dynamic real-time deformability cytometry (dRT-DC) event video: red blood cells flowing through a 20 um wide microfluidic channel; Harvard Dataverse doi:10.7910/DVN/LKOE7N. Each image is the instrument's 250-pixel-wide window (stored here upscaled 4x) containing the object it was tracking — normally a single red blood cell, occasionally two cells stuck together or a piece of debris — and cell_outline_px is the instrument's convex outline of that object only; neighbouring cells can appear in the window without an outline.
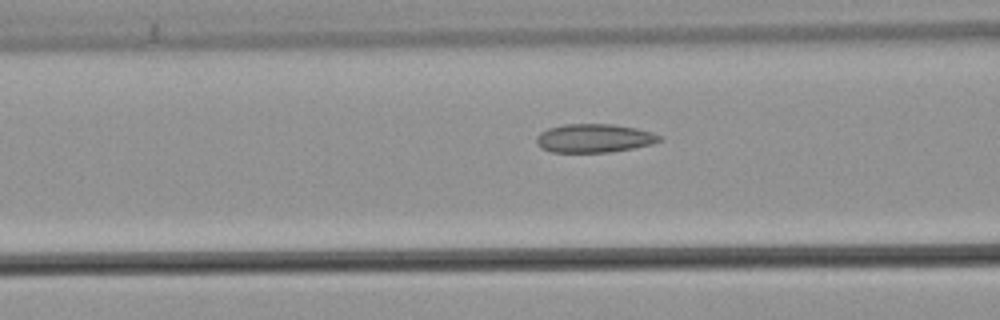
{"species": "common noctule bat (a hibernating species)", "species_latin": "Nyctalus noctula", "temperature_condition": "warm", "stored_images_in_passage": 37, "camera_frame_rate_fps": 3000, "um_per_image_px": 0.085, "animal": {"sex": "male", "body_mass_g": 21.5, "forearm_length_mm": 52.0}, "frame": {"image": 1, "passage_image": 15, "time_ms": 4.667, "image_size_px": [1000, 320], "cell_outline_px": [[664, 140], [652, 144], [632, 148], [608, 152], [552, 152], [540, 148], [536, 144], [536, 136], [540, 132], [548, 128], [564, 124], [612, 124], [636, 128], [652, 132], [664, 136]], "centroid_in_image_um": [50.51, 11.74], "position_along_channel_um": 116.1, "area_um2": 20.69}}
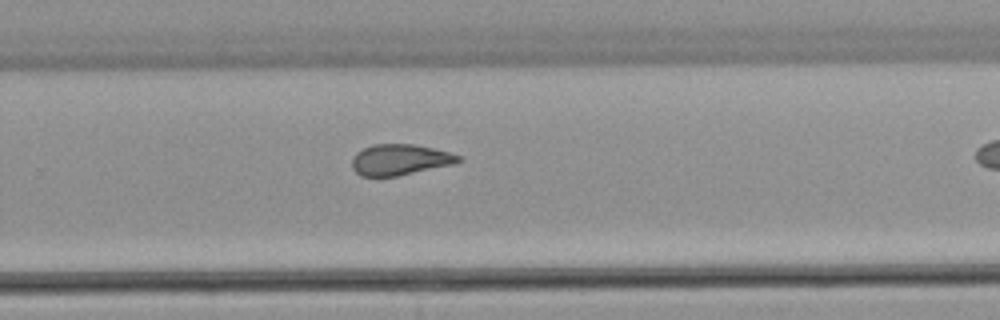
{"frame": {"image": 2, "passage_image": 29, "time_ms": 9.333, "image_size_px": [1000, 320], "cell_outline_px": [[464, 160], [456, 164], [396, 176], [360, 176], [352, 168], [352, 156], [356, 152], [372, 144], [412, 144], [432, 148], [448, 152], [460, 156]], "centroid_in_image_um": [33.99, 13.57], "position_along_channel_um": 295.8, "area_um2": 19.25}}
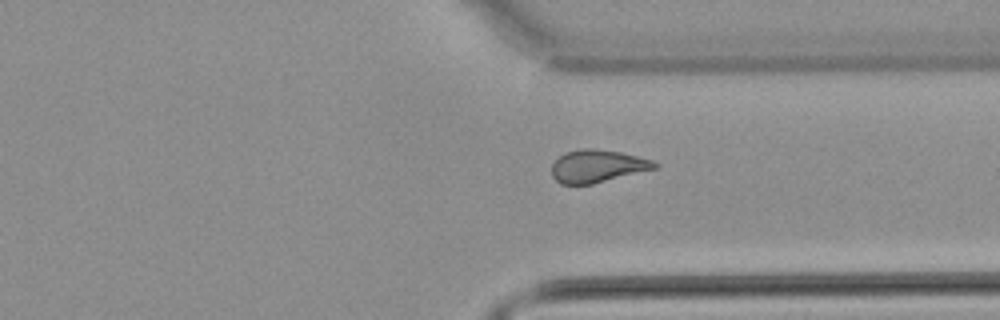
{"frame": {"image": 3, "passage_image": 34, "time_ms": 11.0, "image_size_px": [1000, 320], "cell_outline_px": [[660, 168], [592, 184], [560, 184], [552, 176], [552, 164], [564, 152], [580, 148], [592, 148], [620, 152], [652, 160], [660, 164]], "centroid_in_image_um": [50.81, 14.12], "position_along_channel_um": 360.6, "area_um2": 19.77}}